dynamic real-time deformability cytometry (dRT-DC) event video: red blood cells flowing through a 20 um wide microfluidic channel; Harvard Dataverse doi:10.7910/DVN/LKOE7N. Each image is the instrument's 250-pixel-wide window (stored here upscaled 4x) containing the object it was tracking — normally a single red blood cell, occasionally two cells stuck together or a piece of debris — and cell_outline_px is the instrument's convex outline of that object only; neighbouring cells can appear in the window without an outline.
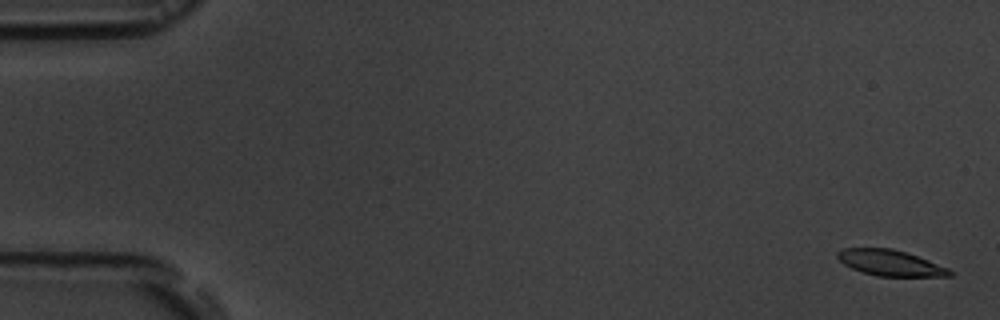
{"species": "common noctule bat (a hibernating species)", "species_latin": "Nyctalus noctula", "temperature_condition": "room temperature", "stored_images_in_passage": 10, "camera_frame_rate_fps": 3000, "um_per_image_px": 0.085, "animal": {"sex": "male", "body_mass_g": 19.5, "forearm_length_mm": 54.6}, "frame": {"image": 1, "passage_image": 1, "time_ms": 0.0, "image_size_px": [1000, 320], "cell_outline_px": [[952, 276], [876, 276], [852, 268], [844, 264], [836, 256], [836, 252], [844, 248], [892, 248], [908, 252], [948, 268], [952, 272]], "centroid_in_image_um": [75.67, 22.33], "position_along_channel_um": 9.3, "area_um2": 16.82}}
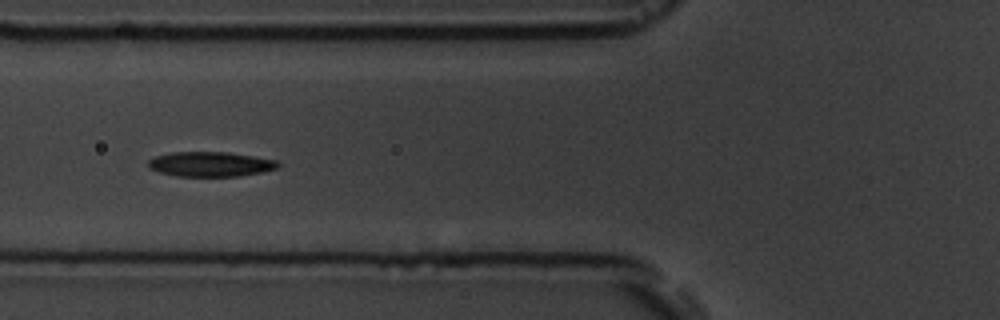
{"frame": {"image": 2, "passage_image": 7, "time_ms": 6.667, "image_size_px": [1000, 320], "cell_outline_px": [[280, 164], [276, 168], [260, 172], [236, 176], [176, 176], [160, 172], [148, 168], [148, 160], [156, 156], [172, 152], [224, 152], [252, 156], [276, 160]], "centroid_in_image_um": [17.84, 13.95], "position_along_channel_um": 108.0, "area_um2": 18.5}}
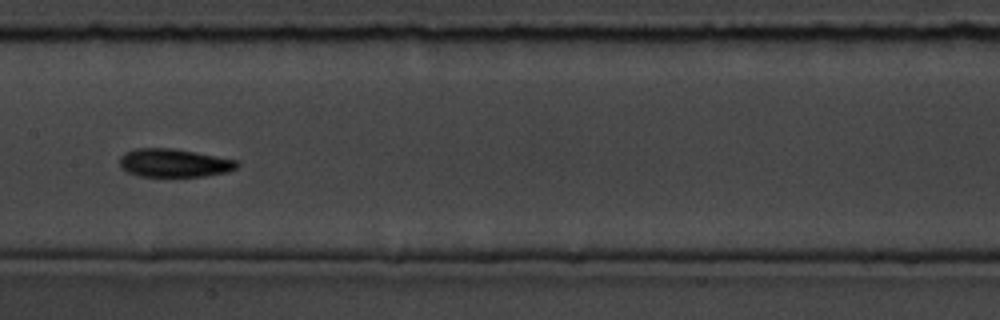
{"frame": {"image": 3, "passage_image": 9, "time_ms": 9.0, "image_size_px": [1000, 320], "cell_outline_px": [[240, 164], [236, 168], [228, 172], [204, 176], [140, 176], [128, 172], [120, 168], [120, 156], [124, 152], [136, 148], [172, 148], [236, 160]], "centroid_in_image_um": [14.76, 13.85], "position_along_channel_um": 192.6, "area_um2": 19.25}}